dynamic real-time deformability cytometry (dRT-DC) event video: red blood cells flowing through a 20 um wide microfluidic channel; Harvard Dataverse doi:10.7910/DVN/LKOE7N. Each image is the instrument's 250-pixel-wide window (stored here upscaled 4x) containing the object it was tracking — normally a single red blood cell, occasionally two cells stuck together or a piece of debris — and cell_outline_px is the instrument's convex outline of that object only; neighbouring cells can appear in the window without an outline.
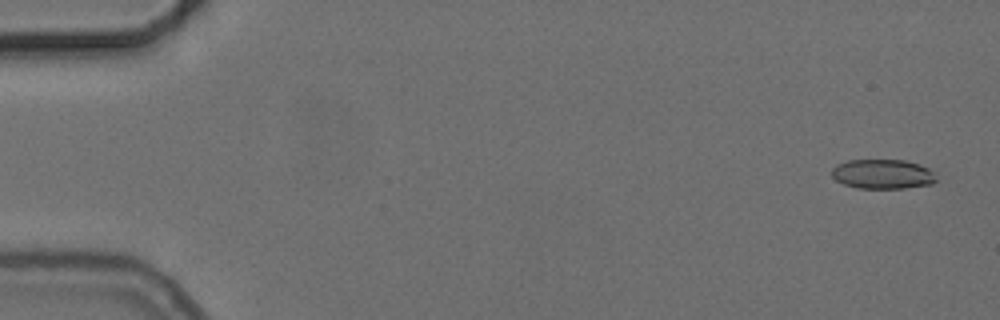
{"species": "common noctule bat (a hibernating species)", "species_latin": "Nyctalus noctula", "temperature_condition": "cold", "stored_images_in_passage": 56, "camera_frame_rate_fps": 3000, "um_per_image_px": 0.085, "animal": {"sex": "female", "body_mass_g": 24.6, "forearm_length_mm": 56.2}, "frame": {"image": 1, "passage_image": 3, "time_ms": 0.667, "image_size_px": [1000, 320], "cell_outline_px": [[936, 180], [932, 184], [904, 188], [856, 188], [844, 184], [836, 180], [832, 176], [832, 168], [836, 164], [848, 160], [904, 160], [920, 164], [936, 172]], "centroid_in_image_um": [75.04, 14.79], "position_along_channel_um": 10.0, "area_um2": 18.15}}
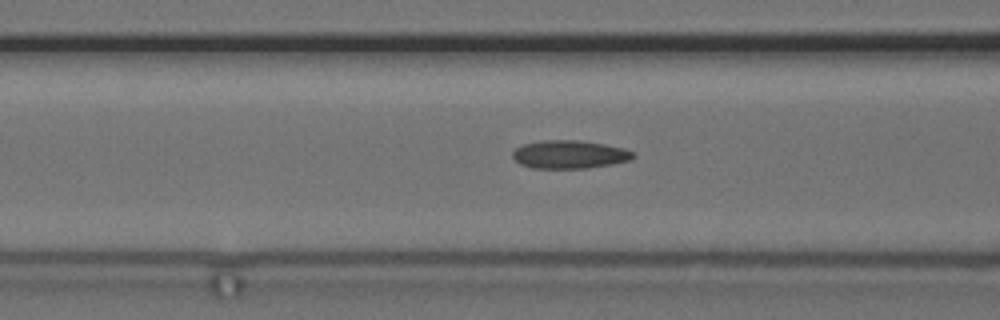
{"frame": {"image": 2, "passage_image": 23, "time_ms": 7.333, "image_size_px": [1000, 320], "cell_outline_px": [[636, 156], [628, 160], [612, 164], [588, 168], [532, 168], [520, 164], [512, 156], [512, 152], [516, 148], [524, 144], [540, 140], [580, 140], [604, 144], [624, 148], [636, 152]], "centroid_in_image_um": [48.42, 13.12], "position_along_channel_um": 118.2, "area_um2": 19.88}}
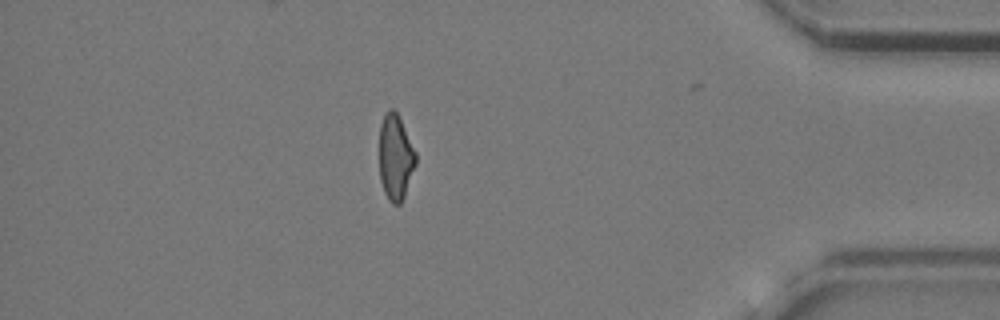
{"frame": {"image": 3, "passage_image": 49, "time_ms": 16.0, "image_size_px": [1000, 320], "cell_outline_px": [[416, 164], [404, 196], [400, 204], [392, 204], [388, 200], [384, 192], [380, 180], [380, 124], [388, 108], [392, 108], [396, 112], [416, 152]], "centroid_in_image_um": [33.61, 13.39], "position_along_channel_um": 401.6, "area_um2": 17.98}, "authors_computed_cell_mechanics": {"area_um2": 18.9584, "velocity_mm_per_s": 3.7266, "shape_relaxation_time_tau1_ms": null, "shape_relaxation_time_tau2_ms": 2.3238, "deformation_change_tau1": null, "deformation_change_tau2": 0.0785}}